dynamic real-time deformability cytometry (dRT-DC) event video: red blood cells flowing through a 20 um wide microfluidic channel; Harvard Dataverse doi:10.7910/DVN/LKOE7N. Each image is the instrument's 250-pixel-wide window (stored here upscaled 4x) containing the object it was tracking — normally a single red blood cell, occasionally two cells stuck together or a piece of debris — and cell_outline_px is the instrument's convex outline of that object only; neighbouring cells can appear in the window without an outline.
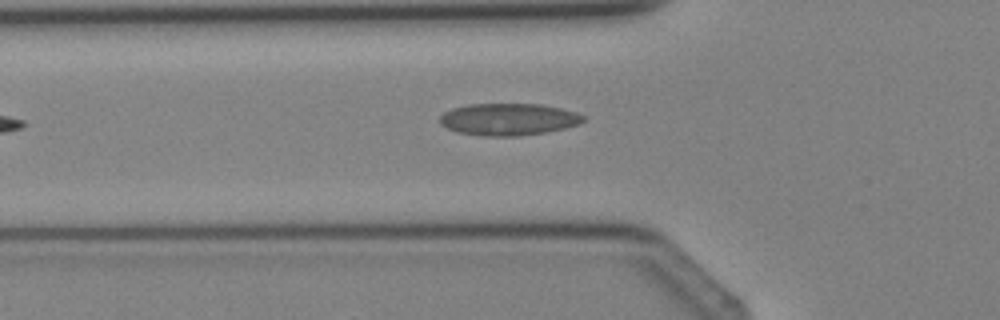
{"species": "Egyptian fruit bat (a non-hibernating species)", "species_latin": "Rousettus aegyptiacus", "temperature_condition": "cold", "stored_images_in_passage": 4, "camera_frame_rate_fps": 3000, "um_per_image_px": 0.085, "animal": {"sex": "female"}, "frame": {"image": 1, "passage_image": 4, "time_ms": 3.333, "image_size_px": [1000, 320], "cell_outline_px": [[584, 120], [580, 124], [564, 128], [544, 132], [520, 136], [480, 136], [456, 132], [440, 124], [440, 116], [444, 112], [452, 108], [468, 104], [540, 104], [560, 108], [576, 112], [584, 116]], "centroid_in_image_um": [43.19, 10.14], "position_along_channel_um": 82.6, "area_um2": 26.82}}